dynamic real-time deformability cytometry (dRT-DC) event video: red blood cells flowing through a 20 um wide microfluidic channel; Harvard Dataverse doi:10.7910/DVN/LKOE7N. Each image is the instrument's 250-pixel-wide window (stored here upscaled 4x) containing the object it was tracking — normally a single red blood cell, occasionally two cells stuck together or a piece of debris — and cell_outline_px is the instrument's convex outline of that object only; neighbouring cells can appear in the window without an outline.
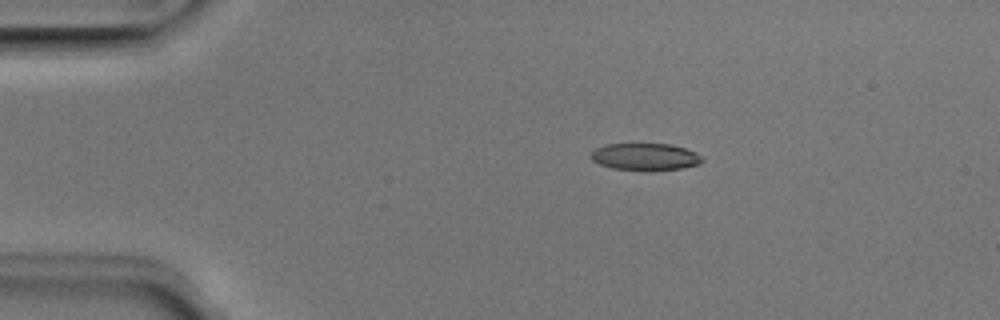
{"species": "Egyptian fruit bat (a non-hibernating species)", "species_latin": "Rousettus aegyptiacus", "temperature_condition": "room temperature", "stored_images_in_passage": 4, "camera_frame_rate_fps": 3000, "um_per_image_px": 0.085, "animal": {"sex": "male"}, "frame": {"image": 1, "passage_image": 3, "time_ms": 0.667, "image_size_px": [1000, 320], "cell_outline_px": [[704, 160], [700, 164], [680, 168], [648, 172], [612, 168], [600, 164], [592, 160], [592, 152], [596, 148], [608, 144], [672, 144], [696, 152], [704, 156]], "centroid_in_image_um": [54.9, 13.34], "position_along_channel_um": 30.1, "area_um2": 17.8}}